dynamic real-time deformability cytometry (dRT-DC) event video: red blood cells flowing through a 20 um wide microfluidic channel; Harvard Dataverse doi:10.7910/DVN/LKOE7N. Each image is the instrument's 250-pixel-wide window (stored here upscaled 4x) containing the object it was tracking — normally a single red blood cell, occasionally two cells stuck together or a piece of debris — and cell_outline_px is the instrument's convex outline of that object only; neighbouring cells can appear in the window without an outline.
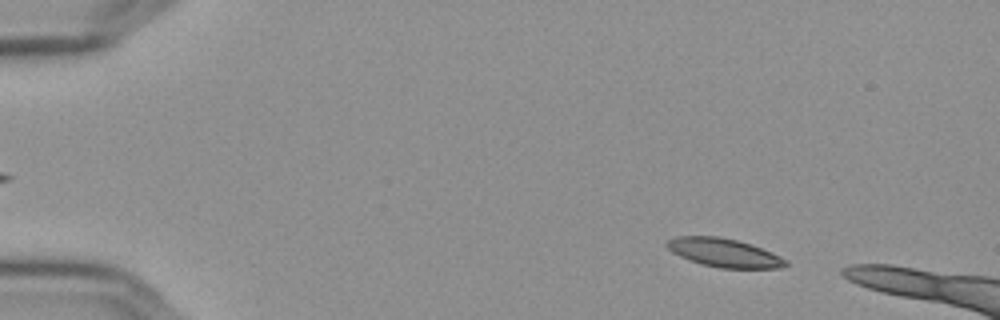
{"species": "Egyptian fruit bat (a non-hibernating species)", "species_latin": "Rousettus aegyptiacus", "temperature_condition": "cold", "stored_images_in_passage": 14, "camera_frame_rate_fps": 3000, "um_per_image_px": 0.085, "frame": {"image": 1, "passage_image": 8, "time_ms": 2.333, "image_size_px": [1000, 320], "cell_outline_px": [[788, 264], [780, 268], [720, 268], [700, 264], [688, 260], [672, 252], [664, 244], [668, 240], [676, 236], [720, 236], [736, 240], [772, 252], [788, 260]], "centroid_in_image_um": [61.52, 21.48], "position_along_channel_um": 23.5, "area_um2": 19.77}}